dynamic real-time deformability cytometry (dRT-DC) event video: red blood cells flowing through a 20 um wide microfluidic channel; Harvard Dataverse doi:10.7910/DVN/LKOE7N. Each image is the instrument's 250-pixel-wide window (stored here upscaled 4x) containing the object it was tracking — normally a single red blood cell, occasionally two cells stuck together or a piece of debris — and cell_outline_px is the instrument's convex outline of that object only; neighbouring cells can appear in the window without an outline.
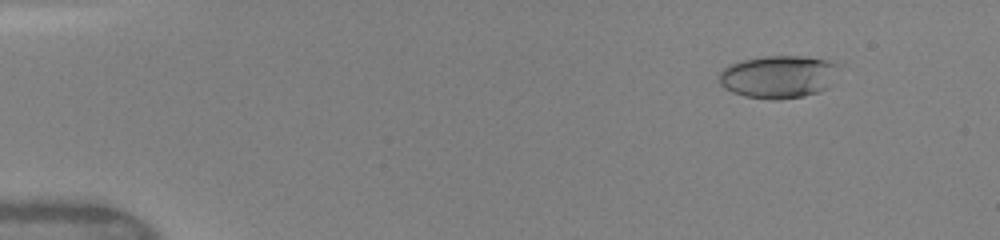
{"species": "human", "species_latin": "Homo sapiens", "temperature_condition": "warm", "stored_images_in_passage": 50, "camera_frame_rate_fps": 3000, "um_per_image_px": 0.085, "donor": {"sex": "female"}, "frame": {"image": 1, "passage_image": 6, "time_ms": 1.667, "image_size_px": [1000, 240], "cell_outline_px": [[844, 64], [828, 88], [820, 92], [804, 96], [776, 100], [772, 100], [744, 96], [732, 92], [724, 88], [720, 84], [720, 72], [728, 64], [744, 60], [764, 56], [800, 56], [828, 60]], "centroid_in_image_um": [66.23, 6.52], "position_along_channel_um": 18.8, "area_um2": 30.29}}
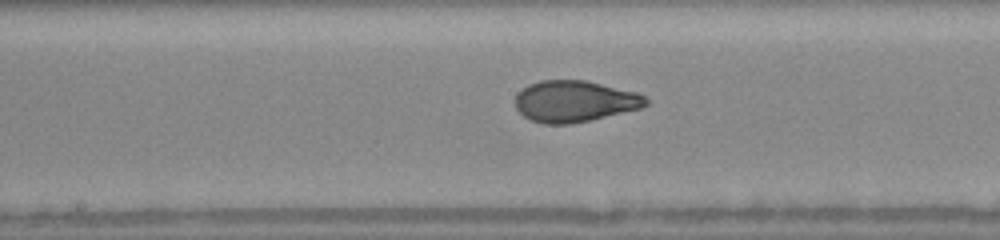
{"frame": {"image": 2, "passage_image": 27, "time_ms": 8.667, "image_size_px": [1000, 240], "cell_outline_px": [[648, 104], [640, 108], [588, 120], [568, 124], [544, 124], [532, 120], [524, 116], [516, 108], [516, 92], [528, 84], [540, 80], [588, 80], [636, 92], [644, 96], [648, 100]], "centroid_in_image_um": [48.81, 8.59], "position_along_channel_um": 199.4, "area_um2": 31.39}}
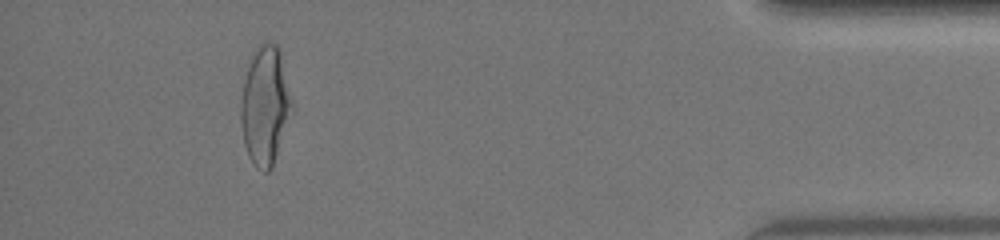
{"frame": {"image": 3, "passage_image": 46, "time_ms": 15.0, "image_size_px": [1000, 240], "cell_outline_px": [[292, 104], [272, 168], [268, 172], [264, 172], [256, 168], [252, 164], [248, 156], [244, 144], [240, 120], [240, 100], [244, 80], [256, 44], [276, 44], [280, 48]], "centroid_in_image_um": [22.49, 8.99], "position_along_channel_um": 412.7, "area_um2": 34.68}, "authors_computed_cell_mechanics": {"area_um2": 31.0675, "velocity_mm_per_s": 4.1581, "shape_relaxation_time_tau1_ms": 6.4746, "shape_relaxation_time_tau2_ms": 0.6911, "deformation_change_tau1": 0.242, "deformation_change_tau2": 0.0623}}